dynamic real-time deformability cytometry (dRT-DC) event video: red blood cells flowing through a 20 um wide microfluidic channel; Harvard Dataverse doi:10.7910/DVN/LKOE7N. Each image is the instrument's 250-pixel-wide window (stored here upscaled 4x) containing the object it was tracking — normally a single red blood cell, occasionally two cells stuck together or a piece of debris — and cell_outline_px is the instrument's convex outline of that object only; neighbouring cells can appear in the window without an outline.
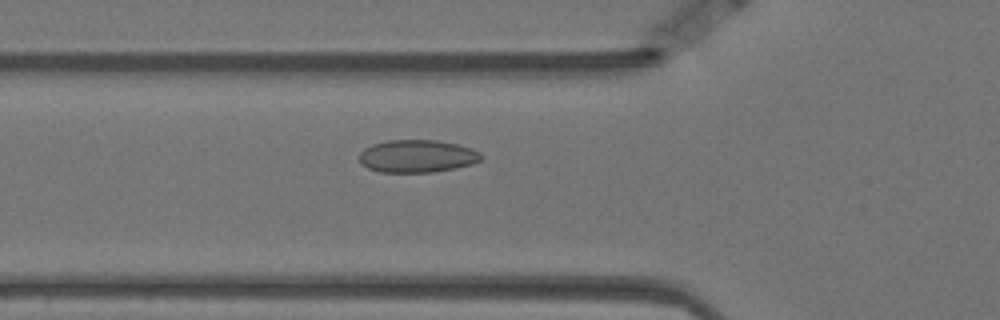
{"species": "Egyptian fruit bat (a non-hibernating species)", "species_latin": "Rousettus aegyptiacus", "temperature_condition": "warm", "stored_images_in_passage": 36, "camera_frame_rate_fps": 3000, "um_per_image_px": 0.085, "animal": {"sex": "female"}, "frame": {"image": 1, "passage_image": 4, "time_ms": 1.0, "image_size_px": [1000, 320], "cell_outline_px": [[484, 156], [480, 160], [472, 164], [432, 172], [380, 172], [368, 168], [360, 160], [360, 152], [364, 148], [372, 144], [388, 140], [436, 140], [456, 144], [472, 148], [480, 152]], "centroid_in_image_um": [35.47, 13.26], "position_along_channel_um": 90.3, "area_um2": 23.06}}
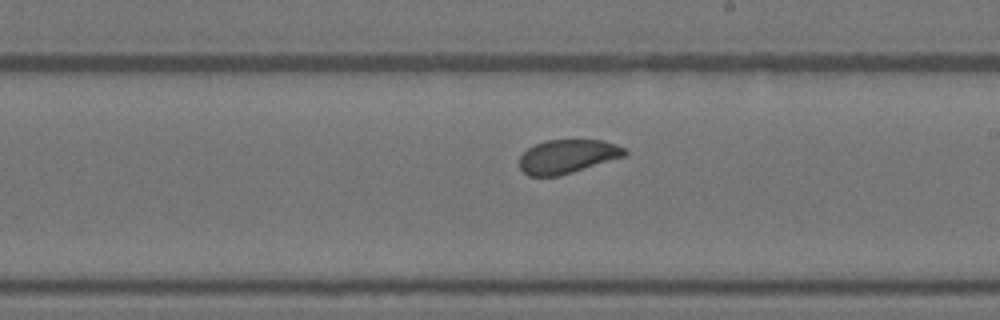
{"frame": {"image": 2, "passage_image": 17, "time_ms": 5.333, "image_size_px": [1000, 320], "cell_outline_px": [[628, 152], [624, 156], [560, 176], [528, 176], [520, 168], [520, 156], [528, 148], [536, 144], [548, 140], [604, 140], [628, 148]], "centroid_in_image_um": [48.26, 13.29], "position_along_channel_um": 240.7, "area_um2": 20.69}}
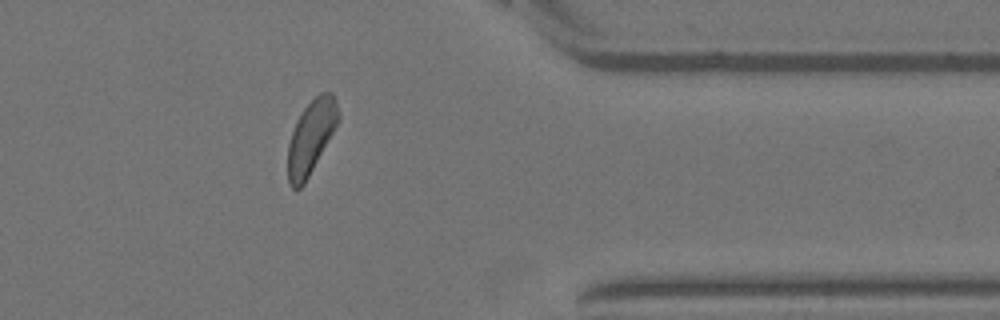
{"frame": {"image": 3, "passage_image": 31, "time_ms": 10.0, "image_size_px": [1000, 320], "cell_outline_px": [[340, 120], [304, 184], [300, 188], [292, 188], [288, 184], [288, 144], [296, 120], [304, 108], [320, 92], [332, 92], [336, 100], [340, 112]], "centroid_in_image_um": [26.45, 11.62], "position_along_channel_um": 384.9, "area_um2": 21.56}}